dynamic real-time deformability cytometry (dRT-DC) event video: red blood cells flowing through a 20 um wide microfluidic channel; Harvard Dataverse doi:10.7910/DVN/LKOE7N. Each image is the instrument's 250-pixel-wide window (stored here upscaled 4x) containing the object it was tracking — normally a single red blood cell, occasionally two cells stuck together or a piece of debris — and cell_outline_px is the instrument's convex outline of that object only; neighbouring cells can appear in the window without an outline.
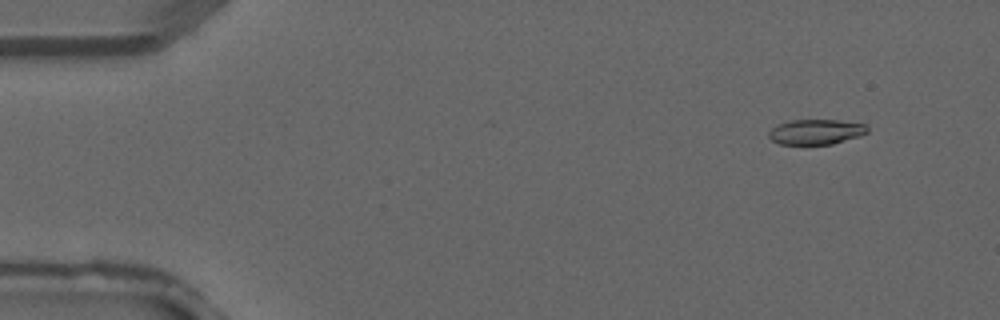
{"species": "common noctule bat (a hibernating species)", "species_latin": "Nyctalus noctula", "temperature_condition": "warm", "stored_images_in_passage": 4, "camera_frame_rate_fps": 3000, "um_per_image_px": 0.085, "animal": {"sex": "male", "forearm_length_mm": 52.5}, "frame": {"image": 1, "passage_image": 2, "time_ms": 0.333, "image_size_px": [1000, 320], "cell_outline_px": [[868, 132], [860, 136], [832, 144], [780, 144], [772, 140], [768, 136], [768, 132], [776, 124], [792, 120], [836, 120], [864, 124], [868, 128]], "centroid_in_image_um": [69.34, 11.21], "position_along_channel_um": 15.7, "area_um2": 14.39}}
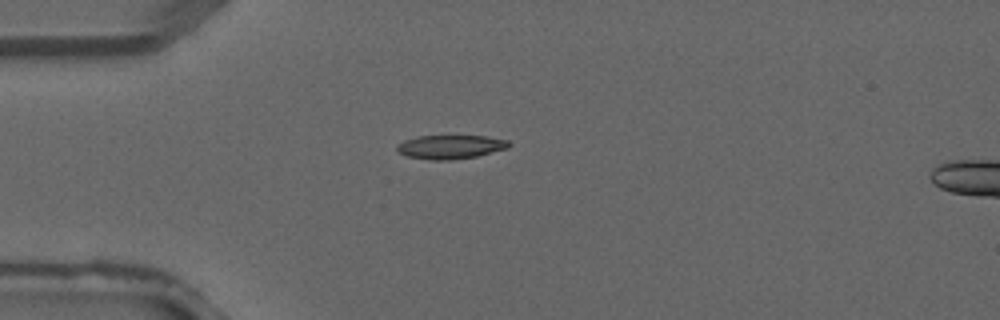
{"frame": {"image": 2, "passage_image": 4, "time_ms": 1.0, "image_size_px": [1000, 320], "cell_outline_px": [[512, 144], [508, 148], [476, 156], [448, 160], [432, 160], [408, 156], [396, 152], [396, 148], [404, 140], [420, 136], [488, 136], [508, 140]], "centroid_in_image_um": [38.31, 12.48], "position_along_channel_um": 46.7, "area_um2": 15.43}}